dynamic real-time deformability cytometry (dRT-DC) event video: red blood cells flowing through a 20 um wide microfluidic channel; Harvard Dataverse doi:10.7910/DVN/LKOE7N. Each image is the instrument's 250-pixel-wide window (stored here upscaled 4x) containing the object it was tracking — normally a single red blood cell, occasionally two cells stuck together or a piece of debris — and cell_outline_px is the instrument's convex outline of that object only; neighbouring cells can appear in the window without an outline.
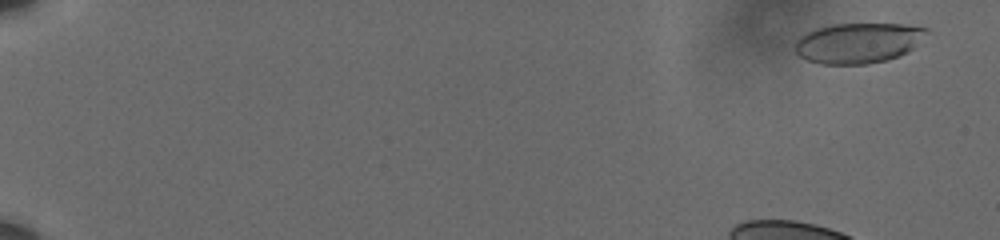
{"species": "human", "species_latin": "Homo sapiens", "temperature_condition": "cold", "stored_images_in_passage": 55, "camera_frame_rate_fps": 3000, "um_per_image_px": 0.085, "donor": {"sex": "male"}, "frame": {"image": 1, "passage_image": 4, "time_ms": 1.0, "image_size_px": [1000, 240], "cell_outline_px": [[928, 32], [908, 52], [900, 56], [888, 60], [868, 64], [820, 64], [808, 60], [800, 56], [796, 52], [796, 40], [800, 36], [816, 28], [832, 24], [900, 24], [928, 28]], "centroid_in_image_um": [72.94, 3.65], "position_along_channel_um": 12.1, "area_um2": 30.81}}
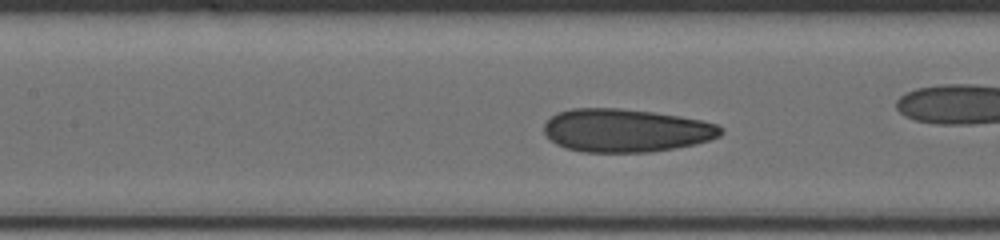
{"frame": {"image": 2, "passage_image": 30, "time_ms": 9.667, "image_size_px": [1000, 240], "cell_outline_px": [[724, 132], [720, 136], [712, 140], [696, 144], [652, 152], [584, 152], [564, 148], [556, 144], [544, 132], [544, 124], [556, 112], [572, 108], [620, 108], [652, 112], [680, 116], [700, 120], [716, 124], [724, 128]], "centroid_in_image_um": [53.22, 11.09], "position_along_channel_um": 154.2, "area_um2": 44.74}}
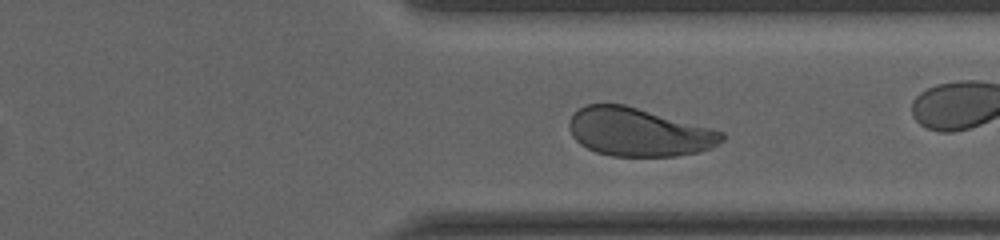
{"frame": {"image": 3, "passage_image": 47, "time_ms": 15.333, "image_size_px": [1000, 240], "cell_outline_px": [[724, 140], [712, 148], [700, 152], [676, 156], [612, 156], [596, 152], [580, 144], [572, 136], [568, 128], [568, 120], [580, 108], [588, 104], [624, 104], [724, 132]], "centroid_in_image_um": [54.27, 11.24], "position_along_channel_um": 357.1, "area_um2": 42.83}, "authors_computed_cell_mechanics": {"area_um2": 43.4078, "velocity_mm_per_s": 3.5961, "shape_relaxation_time_tau1_ms": 5.6781, "shape_relaxation_time_tau2_ms": 0.9924, "deformation_change_tau1": 0.1431, "deformation_change_tau2": 0.0635}}